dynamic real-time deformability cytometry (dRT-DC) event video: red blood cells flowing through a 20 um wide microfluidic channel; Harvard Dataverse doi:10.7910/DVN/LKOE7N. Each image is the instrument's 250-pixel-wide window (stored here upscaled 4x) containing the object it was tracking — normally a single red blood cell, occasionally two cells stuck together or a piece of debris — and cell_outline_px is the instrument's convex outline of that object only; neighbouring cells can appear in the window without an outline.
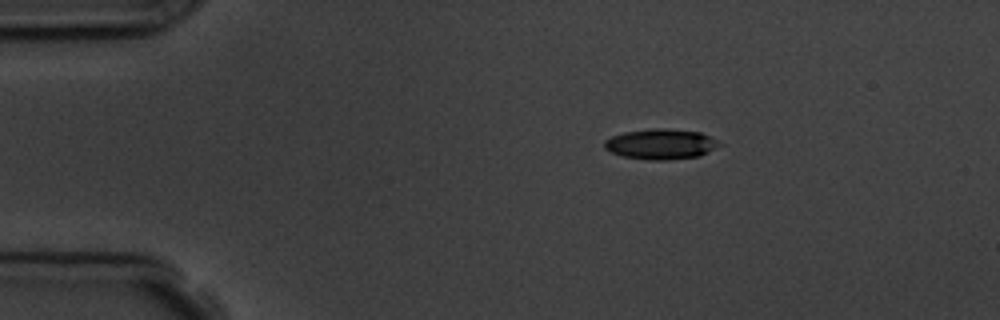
{"species": "common noctule bat (a hibernating species)", "species_latin": "Nyctalus noctula", "temperature_condition": "room temperature", "stored_images_in_passage": 7, "camera_frame_rate_fps": 3000, "um_per_image_px": 0.085, "animal": {"sex": "male", "body_mass_g": 19.5, "forearm_length_mm": 54.6}, "frame": {"image": 1, "passage_image": 1, "time_ms": 0.0, "image_size_px": [1000, 320], "cell_outline_px": [[724, 144], [700, 156], [668, 160], [652, 160], [624, 156], [612, 152], [604, 148], [604, 140], [612, 136], [624, 132], [652, 128], [668, 128], [700, 132]], "centroid_in_image_um": [56.19, 12.24], "position_along_channel_um": 28.8, "area_um2": 20.35}}
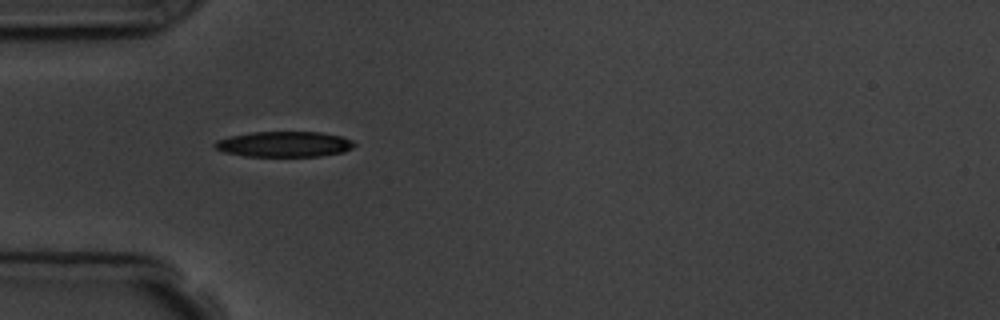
{"frame": {"image": 2, "passage_image": 3, "time_ms": 2.333, "image_size_px": [1000, 320], "cell_outline_px": [[356, 144], [352, 148], [344, 152], [320, 156], [244, 156], [224, 152], [216, 148], [212, 144], [216, 140], [232, 136], [252, 132], [320, 132], [344, 136], [352, 140]], "centroid_in_image_um": [24.19, 12.25], "position_along_channel_um": 60.8, "area_um2": 20.81}}